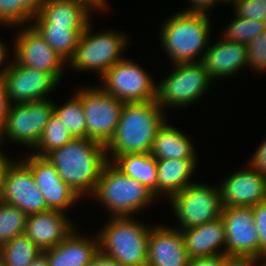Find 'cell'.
<instances>
[{"instance_id": "83f0119b", "label": "cell", "mask_w": 266, "mask_h": 266, "mask_svg": "<svg viewBox=\"0 0 266 266\" xmlns=\"http://www.w3.org/2000/svg\"><path fill=\"white\" fill-rule=\"evenodd\" d=\"M41 253L42 251L22 234L0 246V261L5 266H29Z\"/></svg>"}, {"instance_id": "f907efd6", "label": "cell", "mask_w": 266, "mask_h": 266, "mask_svg": "<svg viewBox=\"0 0 266 266\" xmlns=\"http://www.w3.org/2000/svg\"><path fill=\"white\" fill-rule=\"evenodd\" d=\"M266 7V0H259Z\"/></svg>"}, {"instance_id": "d4e9b609", "label": "cell", "mask_w": 266, "mask_h": 266, "mask_svg": "<svg viewBox=\"0 0 266 266\" xmlns=\"http://www.w3.org/2000/svg\"><path fill=\"white\" fill-rule=\"evenodd\" d=\"M151 156L162 159H197L194 145L189 137L167 121L157 130Z\"/></svg>"}, {"instance_id": "2e32d148", "label": "cell", "mask_w": 266, "mask_h": 266, "mask_svg": "<svg viewBox=\"0 0 266 266\" xmlns=\"http://www.w3.org/2000/svg\"><path fill=\"white\" fill-rule=\"evenodd\" d=\"M21 159L30 169L34 177L37 188L42 192V196L50 210L61 212L68 211L79 196L76 192L60 178L57 168L43 156L31 153Z\"/></svg>"}, {"instance_id": "f6af8a7d", "label": "cell", "mask_w": 266, "mask_h": 266, "mask_svg": "<svg viewBox=\"0 0 266 266\" xmlns=\"http://www.w3.org/2000/svg\"><path fill=\"white\" fill-rule=\"evenodd\" d=\"M3 153L4 152H2L0 150V190H1V186H2V179H3L5 169L11 161V159H8V156H6V154H3Z\"/></svg>"}, {"instance_id": "74e56055", "label": "cell", "mask_w": 266, "mask_h": 266, "mask_svg": "<svg viewBox=\"0 0 266 266\" xmlns=\"http://www.w3.org/2000/svg\"><path fill=\"white\" fill-rule=\"evenodd\" d=\"M10 102L2 78H0V137L3 134Z\"/></svg>"}, {"instance_id": "ab89813d", "label": "cell", "mask_w": 266, "mask_h": 266, "mask_svg": "<svg viewBox=\"0 0 266 266\" xmlns=\"http://www.w3.org/2000/svg\"><path fill=\"white\" fill-rule=\"evenodd\" d=\"M191 6L185 8L183 11L196 12V13H207L215 4L217 5L218 0H189Z\"/></svg>"}, {"instance_id": "ee69618b", "label": "cell", "mask_w": 266, "mask_h": 266, "mask_svg": "<svg viewBox=\"0 0 266 266\" xmlns=\"http://www.w3.org/2000/svg\"><path fill=\"white\" fill-rule=\"evenodd\" d=\"M20 1L33 15L41 10L47 0H17Z\"/></svg>"}, {"instance_id": "30bf717a", "label": "cell", "mask_w": 266, "mask_h": 266, "mask_svg": "<svg viewBox=\"0 0 266 266\" xmlns=\"http://www.w3.org/2000/svg\"><path fill=\"white\" fill-rule=\"evenodd\" d=\"M225 224L226 257L244 266L259 262V236L252 207H222Z\"/></svg>"}, {"instance_id": "ba28073f", "label": "cell", "mask_w": 266, "mask_h": 266, "mask_svg": "<svg viewBox=\"0 0 266 266\" xmlns=\"http://www.w3.org/2000/svg\"><path fill=\"white\" fill-rule=\"evenodd\" d=\"M180 223L179 230L203 225L221 217L222 200L220 187L194 182L169 200Z\"/></svg>"}, {"instance_id": "6da1fadb", "label": "cell", "mask_w": 266, "mask_h": 266, "mask_svg": "<svg viewBox=\"0 0 266 266\" xmlns=\"http://www.w3.org/2000/svg\"><path fill=\"white\" fill-rule=\"evenodd\" d=\"M44 157L80 198L93 195L103 167L108 163L105 145L90 138H73Z\"/></svg>"}, {"instance_id": "8fae6325", "label": "cell", "mask_w": 266, "mask_h": 266, "mask_svg": "<svg viewBox=\"0 0 266 266\" xmlns=\"http://www.w3.org/2000/svg\"><path fill=\"white\" fill-rule=\"evenodd\" d=\"M54 103L44 99L10 104L0 144L6 138L19 145L29 146V149L35 148L54 112Z\"/></svg>"}, {"instance_id": "1f68e13d", "label": "cell", "mask_w": 266, "mask_h": 266, "mask_svg": "<svg viewBox=\"0 0 266 266\" xmlns=\"http://www.w3.org/2000/svg\"><path fill=\"white\" fill-rule=\"evenodd\" d=\"M266 31L265 23L258 20L244 19L235 16L223 30L222 38L247 45L255 37Z\"/></svg>"}, {"instance_id": "8d00e7d4", "label": "cell", "mask_w": 266, "mask_h": 266, "mask_svg": "<svg viewBox=\"0 0 266 266\" xmlns=\"http://www.w3.org/2000/svg\"><path fill=\"white\" fill-rule=\"evenodd\" d=\"M248 163L266 177V140L255 150Z\"/></svg>"}, {"instance_id": "7a4b0ae2", "label": "cell", "mask_w": 266, "mask_h": 266, "mask_svg": "<svg viewBox=\"0 0 266 266\" xmlns=\"http://www.w3.org/2000/svg\"><path fill=\"white\" fill-rule=\"evenodd\" d=\"M164 113L156 100L125 103L115 134L105 146L108 162L124 154L151 153L157 130L166 120Z\"/></svg>"}, {"instance_id": "cb8c5ba5", "label": "cell", "mask_w": 266, "mask_h": 266, "mask_svg": "<svg viewBox=\"0 0 266 266\" xmlns=\"http://www.w3.org/2000/svg\"><path fill=\"white\" fill-rule=\"evenodd\" d=\"M90 13L84 4L74 0H47L39 11L51 26L70 29H86L92 20Z\"/></svg>"}, {"instance_id": "b9f144b4", "label": "cell", "mask_w": 266, "mask_h": 266, "mask_svg": "<svg viewBox=\"0 0 266 266\" xmlns=\"http://www.w3.org/2000/svg\"><path fill=\"white\" fill-rule=\"evenodd\" d=\"M74 1H78L84 4L89 10L94 11V12L95 11L97 12V10L98 11L108 10V8H106L108 7L107 5L108 3L106 0H74Z\"/></svg>"}, {"instance_id": "44dd1931", "label": "cell", "mask_w": 266, "mask_h": 266, "mask_svg": "<svg viewBox=\"0 0 266 266\" xmlns=\"http://www.w3.org/2000/svg\"><path fill=\"white\" fill-rule=\"evenodd\" d=\"M181 233L190 259L226 256L225 224L221 217L200 226L183 229Z\"/></svg>"}, {"instance_id": "9c48e42d", "label": "cell", "mask_w": 266, "mask_h": 266, "mask_svg": "<svg viewBox=\"0 0 266 266\" xmlns=\"http://www.w3.org/2000/svg\"><path fill=\"white\" fill-rule=\"evenodd\" d=\"M78 89L75 92L82 100L87 138L106 146L115 134L125 102L97 85Z\"/></svg>"}, {"instance_id": "ac0fdd59", "label": "cell", "mask_w": 266, "mask_h": 266, "mask_svg": "<svg viewBox=\"0 0 266 266\" xmlns=\"http://www.w3.org/2000/svg\"><path fill=\"white\" fill-rule=\"evenodd\" d=\"M189 261L181 230L166 225H152L148 238L147 266H188Z\"/></svg>"}, {"instance_id": "e0dca14e", "label": "cell", "mask_w": 266, "mask_h": 266, "mask_svg": "<svg viewBox=\"0 0 266 266\" xmlns=\"http://www.w3.org/2000/svg\"><path fill=\"white\" fill-rule=\"evenodd\" d=\"M247 165L220 182L223 207H253L266 200V177Z\"/></svg>"}, {"instance_id": "5bb4252c", "label": "cell", "mask_w": 266, "mask_h": 266, "mask_svg": "<svg viewBox=\"0 0 266 266\" xmlns=\"http://www.w3.org/2000/svg\"><path fill=\"white\" fill-rule=\"evenodd\" d=\"M23 30L16 35L14 61L27 68L50 73L58 82L62 80L64 63L67 62L45 41L31 25L21 26Z\"/></svg>"}, {"instance_id": "7402d4cb", "label": "cell", "mask_w": 266, "mask_h": 266, "mask_svg": "<svg viewBox=\"0 0 266 266\" xmlns=\"http://www.w3.org/2000/svg\"><path fill=\"white\" fill-rule=\"evenodd\" d=\"M77 231L75 227L62 242L43 251L49 266H87L92 261L99 251L97 234L88 238Z\"/></svg>"}, {"instance_id": "7c38bea8", "label": "cell", "mask_w": 266, "mask_h": 266, "mask_svg": "<svg viewBox=\"0 0 266 266\" xmlns=\"http://www.w3.org/2000/svg\"><path fill=\"white\" fill-rule=\"evenodd\" d=\"M100 78L101 88L125 103L156 100L157 83L147 71L127 58L114 64Z\"/></svg>"}, {"instance_id": "bcb514c9", "label": "cell", "mask_w": 266, "mask_h": 266, "mask_svg": "<svg viewBox=\"0 0 266 266\" xmlns=\"http://www.w3.org/2000/svg\"><path fill=\"white\" fill-rule=\"evenodd\" d=\"M29 266H49L46 254L42 252L39 256H37Z\"/></svg>"}, {"instance_id": "60d3db41", "label": "cell", "mask_w": 266, "mask_h": 266, "mask_svg": "<svg viewBox=\"0 0 266 266\" xmlns=\"http://www.w3.org/2000/svg\"><path fill=\"white\" fill-rule=\"evenodd\" d=\"M87 266H123L114 258L98 251L92 261Z\"/></svg>"}, {"instance_id": "7bdbcfd3", "label": "cell", "mask_w": 266, "mask_h": 266, "mask_svg": "<svg viewBox=\"0 0 266 266\" xmlns=\"http://www.w3.org/2000/svg\"><path fill=\"white\" fill-rule=\"evenodd\" d=\"M8 48L5 43H3V41L0 39V78L3 76V74L5 73V71L8 69L10 62H6V65H5V60L6 61H9L11 60L10 58L7 60L8 58ZM3 65V66H2Z\"/></svg>"}, {"instance_id": "8992f818", "label": "cell", "mask_w": 266, "mask_h": 266, "mask_svg": "<svg viewBox=\"0 0 266 266\" xmlns=\"http://www.w3.org/2000/svg\"><path fill=\"white\" fill-rule=\"evenodd\" d=\"M91 24L92 22L81 34L75 54L67 65L78 72L80 70L99 72L98 76L101 77L114 64L124 59L121 54L129 38L127 34L111 29L92 33Z\"/></svg>"}, {"instance_id": "f546056e", "label": "cell", "mask_w": 266, "mask_h": 266, "mask_svg": "<svg viewBox=\"0 0 266 266\" xmlns=\"http://www.w3.org/2000/svg\"><path fill=\"white\" fill-rule=\"evenodd\" d=\"M73 136L55 113L50 116L44 131L33 149L34 155L45 156L48 152L58 149L71 141Z\"/></svg>"}, {"instance_id": "52a82bcc", "label": "cell", "mask_w": 266, "mask_h": 266, "mask_svg": "<svg viewBox=\"0 0 266 266\" xmlns=\"http://www.w3.org/2000/svg\"><path fill=\"white\" fill-rule=\"evenodd\" d=\"M171 73L157 83L156 102L166 110L170 107H186L209 90L212 83L202 62L172 64Z\"/></svg>"}, {"instance_id": "f35d334b", "label": "cell", "mask_w": 266, "mask_h": 266, "mask_svg": "<svg viewBox=\"0 0 266 266\" xmlns=\"http://www.w3.org/2000/svg\"><path fill=\"white\" fill-rule=\"evenodd\" d=\"M229 261L226 256L192 258L188 266H225Z\"/></svg>"}, {"instance_id": "f1b7e54d", "label": "cell", "mask_w": 266, "mask_h": 266, "mask_svg": "<svg viewBox=\"0 0 266 266\" xmlns=\"http://www.w3.org/2000/svg\"><path fill=\"white\" fill-rule=\"evenodd\" d=\"M54 113L73 138H87L86 119L82 100L74 93L63 105L54 104Z\"/></svg>"}, {"instance_id": "603a6c76", "label": "cell", "mask_w": 266, "mask_h": 266, "mask_svg": "<svg viewBox=\"0 0 266 266\" xmlns=\"http://www.w3.org/2000/svg\"><path fill=\"white\" fill-rule=\"evenodd\" d=\"M198 159H162L157 161V198L165 194L167 200L194 183L190 181Z\"/></svg>"}, {"instance_id": "e575fe53", "label": "cell", "mask_w": 266, "mask_h": 266, "mask_svg": "<svg viewBox=\"0 0 266 266\" xmlns=\"http://www.w3.org/2000/svg\"><path fill=\"white\" fill-rule=\"evenodd\" d=\"M234 15L250 20L264 22L266 7L259 0H237L233 5Z\"/></svg>"}, {"instance_id": "7dc6e473", "label": "cell", "mask_w": 266, "mask_h": 266, "mask_svg": "<svg viewBox=\"0 0 266 266\" xmlns=\"http://www.w3.org/2000/svg\"><path fill=\"white\" fill-rule=\"evenodd\" d=\"M225 266H244L243 264H241L238 261L235 260H230Z\"/></svg>"}, {"instance_id": "277c9868", "label": "cell", "mask_w": 266, "mask_h": 266, "mask_svg": "<svg viewBox=\"0 0 266 266\" xmlns=\"http://www.w3.org/2000/svg\"><path fill=\"white\" fill-rule=\"evenodd\" d=\"M149 226L132 216H111L97 233L99 251L123 266H147Z\"/></svg>"}, {"instance_id": "9a60e30c", "label": "cell", "mask_w": 266, "mask_h": 266, "mask_svg": "<svg viewBox=\"0 0 266 266\" xmlns=\"http://www.w3.org/2000/svg\"><path fill=\"white\" fill-rule=\"evenodd\" d=\"M1 78L10 104L47 99L46 96L59 85L50 73L20 66L14 60Z\"/></svg>"}, {"instance_id": "d590c367", "label": "cell", "mask_w": 266, "mask_h": 266, "mask_svg": "<svg viewBox=\"0 0 266 266\" xmlns=\"http://www.w3.org/2000/svg\"><path fill=\"white\" fill-rule=\"evenodd\" d=\"M255 228L259 236V261L266 253V200L252 207Z\"/></svg>"}, {"instance_id": "681fc988", "label": "cell", "mask_w": 266, "mask_h": 266, "mask_svg": "<svg viewBox=\"0 0 266 266\" xmlns=\"http://www.w3.org/2000/svg\"><path fill=\"white\" fill-rule=\"evenodd\" d=\"M237 0H218V2H219V4H220V2H223V4L224 3H231L232 5L236 2Z\"/></svg>"}, {"instance_id": "836d02e7", "label": "cell", "mask_w": 266, "mask_h": 266, "mask_svg": "<svg viewBox=\"0 0 266 266\" xmlns=\"http://www.w3.org/2000/svg\"><path fill=\"white\" fill-rule=\"evenodd\" d=\"M247 63L256 72H266V31L255 37L247 45Z\"/></svg>"}, {"instance_id": "4316f807", "label": "cell", "mask_w": 266, "mask_h": 266, "mask_svg": "<svg viewBox=\"0 0 266 266\" xmlns=\"http://www.w3.org/2000/svg\"><path fill=\"white\" fill-rule=\"evenodd\" d=\"M113 164L125 175L146 185L157 197V161L151 153L124 154Z\"/></svg>"}, {"instance_id": "3957f363", "label": "cell", "mask_w": 266, "mask_h": 266, "mask_svg": "<svg viewBox=\"0 0 266 266\" xmlns=\"http://www.w3.org/2000/svg\"><path fill=\"white\" fill-rule=\"evenodd\" d=\"M208 15L180 10L163 21L160 43L173 64L202 61L211 35Z\"/></svg>"}, {"instance_id": "484cf974", "label": "cell", "mask_w": 266, "mask_h": 266, "mask_svg": "<svg viewBox=\"0 0 266 266\" xmlns=\"http://www.w3.org/2000/svg\"><path fill=\"white\" fill-rule=\"evenodd\" d=\"M31 25L67 63L74 56L80 36L85 30L51 26L39 13L34 15Z\"/></svg>"}, {"instance_id": "4fadbf2b", "label": "cell", "mask_w": 266, "mask_h": 266, "mask_svg": "<svg viewBox=\"0 0 266 266\" xmlns=\"http://www.w3.org/2000/svg\"><path fill=\"white\" fill-rule=\"evenodd\" d=\"M13 160L3 175L0 200L18 207L27 215L50 210L37 188L31 169L20 158L17 162Z\"/></svg>"}, {"instance_id": "c3c4849f", "label": "cell", "mask_w": 266, "mask_h": 266, "mask_svg": "<svg viewBox=\"0 0 266 266\" xmlns=\"http://www.w3.org/2000/svg\"><path fill=\"white\" fill-rule=\"evenodd\" d=\"M260 261H262V262H260ZM260 261L257 262V264L259 263L258 265L256 264L254 266H266V253L262 256V258L260 259Z\"/></svg>"}, {"instance_id": "ffe728a7", "label": "cell", "mask_w": 266, "mask_h": 266, "mask_svg": "<svg viewBox=\"0 0 266 266\" xmlns=\"http://www.w3.org/2000/svg\"><path fill=\"white\" fill-rule=\"evenodd\" d=\"M219 42L208 44L202 63L211 81L233 77L238 71L248 66L247 46L242 43L220 38Z\"/></svg>"}, {"instance_id": "d6a6232c", "label": "cell", "mask_w": 266, "mask_h": 266, "mask_svg": "<svg viewBox=\"0 0 266 266\" xmlns=\"http://www.w3.org/2000/svg\"><path fill=\"white\" fill-rule=\"evenodd\" d=\"M34 15L17 0H0V25L20 27L31 24Z\"/></svg>"}, {"instance_id": "4dcf8cb0", "label": "cell", "mask_w": 266, "mask_h": 266, "mask_svg": "<svg viewBox=\"0 0 266 266\" xmlns=\"http://www.w3.org/2000/svg\"><path fill=\"white\" fill-rule=\"evenodd\" d=\"M27 214L0 200V246L25 233Z\"/></svg>"}, {"instance_id": "5b68a950", "label": "cell", "mask_w": 266, "mask_h": 266, "mask_svg": "<svg viewBox=\"0 0 266 266\" xmlns=\"http://www.w3.org/2000/svg\"><path fill=\"white\" fill-rule=\"evenodd\" d=\"M93 198L108 209L110 216H133L157 198L151 189L108 162L101 172Z\"/></svg>"}, {"instance_id": "d6986e66", "label": "cell", "mask_w": 266, "mask_h": 266, "mask_svg": "<svg viewBox=\"0 0 266 266\" xmlns=\"http://www.w3.org/2000/svg\"><path fill=\"white\" fill-rule=\"evenodd\" d=\"M66 213L48 210L27 216L25 235L43 252L62 242L75 228Z\"/></svg>"}]
</instances>
